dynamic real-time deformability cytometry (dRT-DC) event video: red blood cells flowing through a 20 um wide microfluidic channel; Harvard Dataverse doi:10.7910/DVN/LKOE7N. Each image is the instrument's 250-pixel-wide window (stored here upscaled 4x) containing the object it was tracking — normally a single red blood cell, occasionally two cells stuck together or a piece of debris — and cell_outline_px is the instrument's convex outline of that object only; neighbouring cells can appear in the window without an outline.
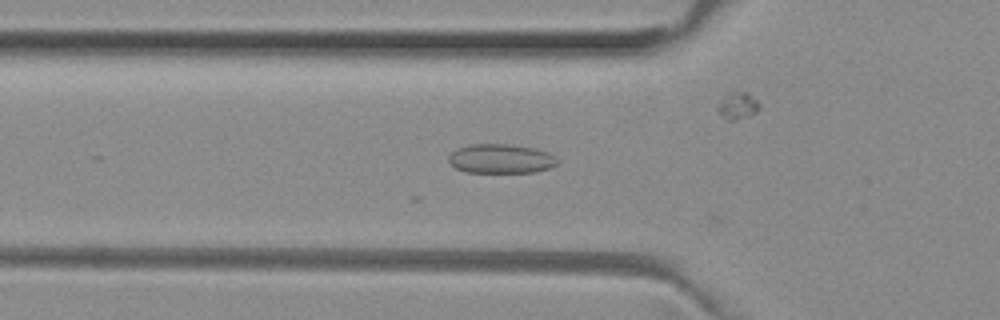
{"species": "common noctule bat (a hibernating species)", "species_latin": "Nyctalus noctula", "temperature_condition": "room temperature", "stored_images_in_passage": 20, "camera_frame_rate_fps": 3000, "um_per_image_px": 0.085, "animal": {"sex": "female", "body_mass_g": 29.2, "forearm_length_mm": 56.3}, "frame": {"image": 1, "passage_image": 16, "time_ms": 5.0, "image_size_px": [1000, 320], "cell_outline_px": [[560, 160], [556, 164], [548, 168], [536, 172], [464, 172], [456, 168], [448, 160], [448, 156], [456, 148], [468, 144], [508, 144], [536, 148], [548, 152]], "centroid_in_image_um": [42.57, 13.48], "position_along_channel_um": 83.2, "area_um2": 18.67}}
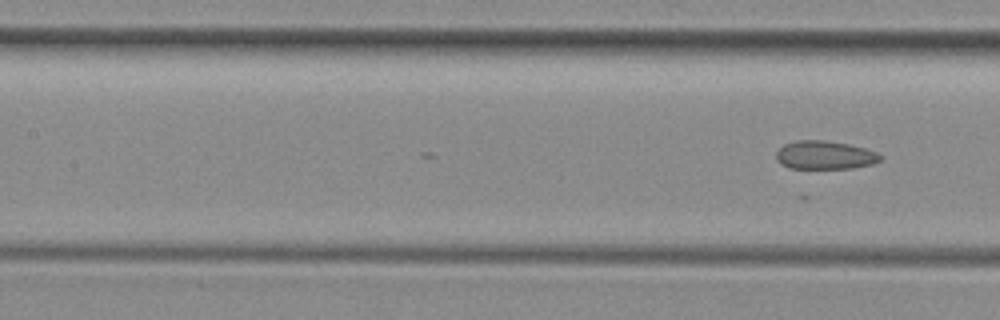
{"frame": {"image": 2, "passage_image": 20, "time_ms": 6.333, "image_size_px": [1000, 320], "cell_outline_px": [[884, 156], [880, 160], [872, 164], [852, 168], [788, 168], [780, 164], [776, 160], [776, 152], [784, 144], [796, 140], [824, 140], [848, 144], [864, 148], [876, 152]], "centroid_in_image_um": [70.09, 13.18], "position_along_channel_um": 137.3, "area_um2": 17.28}}